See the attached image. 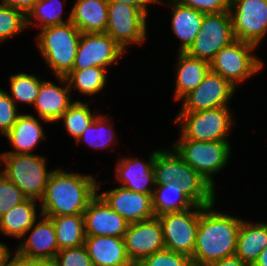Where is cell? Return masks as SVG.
Wrapping results in <instances>:
<instances>
[{
	"mask_svg": "<svg viewBox=\"0 0 267 266\" xmlns=\"http://www.w3.org/2000/svg\"><path fill=\"white\" fill-rule=\"evenodd\" d=\"M127 255L134 266L151 254L165 249L163 230L157 216L130 223L124 235Z\"/></svg>",
	"mask_w": 267,
	"mask_h": 266,
	"instance_id": "15",
	"label": "cell"
},
{
	"mask_svg": "<svg viewBox=\"0 0 267 266\" xmlns=\"http://www.w3.org/2000/svg\"><path fill=\"white\" fill-rule=\"evenodd\" d=\"M13 255L7 266H49L50 263L42 260H28L18 256L16 253L12 252Z\"/></svg>",
	"mask_w": 267,
	"mask_h": 266,
	"instance_id": "43",
	"label": "cell"
},
{
	"mask_svg": "<svg viewBox=\"0 0 267 266\" xmlns=\"http://www.w3.org/2000/svg\"><path fill=\"white\" fill-rule=\"evenodd\" d=\"M75 100L63 113L58 122L62 121L64 130L76 141L84 130L94 121L99 112L92 111L90 102Z\"/></svg>",
	"mask_w": 267,
	"mask_h": 266,
	"instance_id": "34",
	"label": "cell"
},
{
	"mask_svg": "<svg viewBox=\"0 0 267 266\" xmlns=\"http://www.w3.org/2000/svg\"><path fill=\"white\" fill-rule=\"evenodd\" d=\"M108 2H121L138 8L147 18L150 15L149 6H157L154 0H108Z\"/></svg>",
	"mask_w": 267,
	"mask_h": 266,
	"instance_id": "42",
	"label": "cell"
},
{
	"mask_svg": "<svg viewBox=\"0 0 267 266\" xmlns=\"http://www.w3.org/2000/svg\"><path fill=\"white\" fill-rule=\"evenodd\" d=\"M11 250V251H10ZM12 249L8 244L0 241V266H7L12 256Z\"/></svg>",
	"mask_w": 267,
	"mask_h": 266,
	"instance_id": "45",
	"label": "cell"
},
{
	"mask_svg": "<svg viewBox=\"0 0 267 266\" xmlns=\"http://www.w3.org/2000/svg\"><path fill=\"white\" fill-rule=\"evenodd\" d=\"M148 18L136 7L108 2V21L105 33L111 36L127 53L131 45H143L147 40Z\"/></svg>",
	"mask_w": 267,
	"mask_h": 266,
	"instance_id": "9",
	"label": "cell"
},
{
	"mask_svg": "<svg viewBox=\"0 0 267 266\" xmlns=\"http://www.w3.org/2000/svg\"><path fill=\"white\" fill-rule=\"evenodd\" d=\"M158 4L171 7L169 15H171L172 35L180 40L178 52H185L198 35L205 13L180 5L173 0H163Z\"/></svg>",
	"mask_w": 267,
	"mask_h": 266,
	"instance_id": "22",
	"label": "cell"
},
{
	"mask_svg": "<svg viewBox=\"0 0 267 266\" xmlns=\"http://www.w3.org/2000/svg\"><path fill=\"white\" fill-rule=\"evenodd\" d=\"M236 89L220 74L209 70L203 81L181 100L182 106L178 112H199L219 107H231L232 101L230 100L233 99Z\"/></svg>",
	"mask_w": 267,
	"mask_h": 266,
	"instance_id": "14",
	"label": "cell"
},
{
	"mask_svg": "<svg viewBox=\"0 0 267 266\" xmlns=\"http://www.w3.org/2000/svg\"><path fill=\"white\" fill-rule=\"evenodd\" d=\"M26 16L0 1V44L26 30Z\"/></svg>",
	"mask_w": 267,
	"mask_h": 266,
	"instance_id": "35",
	"label": "cell"
},
{
	"mask_svg": "<svg viewBox=\"0 0 267 266\" xmlns=\"http://www.w3.org/2000/svg\"><path fill=\"white\" fill-rule=\"evenodd\" d=\"M18 108L10 98L8 91L0 87V136L4 137L16 123L18 116L22 113L18 111Z\"/></svg>",
	"mask_w": 267,
	"mask_h": 266,
	"instance_id": "39",
	"label": "cell"
},
{
	"mask_svg": "<svg viewBox=\"0 0 267 266\" xmlns=\"http://www.w3.org/2000/svg\"><path fill=\"white\" fill-rule=\"evenodd\" d=\"M170 147L215 189L214 179L227 167L232 155L229 141L177 139Z\"/></svg>",
	"mask_w": 267,
	"mask_h": 266,
	"instance_id": "7",
	"label": "cell"
},
{
	"mask_svg": "<svg viewBox=\"0 0 267 266\" xmlns=\"http://www.w3.org/2000/svg\"><path fill=\"white\" fill-rule=\"evenodd\" d=\"M252 266H267V247L259 254Z\"/></svg>",
	"mask_w": 267,
	"mask_h": 266,
	"instance_id": "46",
	"label": "cell"
},
{
	"mask_svg": "<svg viewBox=\"0 0 267 266\" xmlns=\"http://www.w3.org/2000/svg\"><path fill=\"white\" fill-rule=\"evenodd\" d=\"M234 40L229 11L204 14L198 35L185 52L210 63L221 48Z\"/></svg>",
	"mask_w": 267,
	"mask_h": 266,
	"instance_id": "11",
	"label": "cell"
},
{
	"mask_svg": "<svg viewBox=\"0 0 267 266\" xmlns=\"http://www.w3.org/2000/svg\"><path fill=\"white\" fill-rule=\"evenodd\" d=\"M64 2H66V0H38L26 16L27 29L32 25L43 29L49 26L62 25L70 22L71 10L69 13H65ZM64 13L69 15L65 16L68 17L65 18V20L62 16Z\"/></svg>",
	"mask_w": 267,
	"mask_h": 266,
	"instance_id": "30",
	"label": "cell"
},
{
	"mask_svg": "<svg viewBox=\"0 0 267 266\" xmlns=\"http://www.w3.org/2000/svg\"><path fill=\"white\" fill-rule=\"evenodd\" d=\"M234 38L256 45L267 37V0H230Z\"/></svg>",
	"mask_w": 267,
	"mask_h": 266,
	"instance_id": "12",
	"label": "cell"
},
{
	"mask_svg": "<svg viewBox=\"0 0 267 266\" xmlns=\"http://www.w3.org/2000/svg\"><path fill=\"white\" fill-rule=\"evenodd\" d=\"M40 203L37 200L27 198L6 214L0 217V233L3 236L22 239L25 233L34 225L42 215ZM39 205V209L37 206ZM38 209V211H37Z\"/></svg>",
	"mask_w": 267,
	"mask_h": 266,
	"instance_id": "26",
	"label": "cell"
},
{
	"mask_svg": "<svg viewBox=\"0 0 267 266\" xmlns=\"http://www.w3.org/2000/svg\"><path fill=\"white\" fill-rule=\"evenodd\" d=\"M174 2L194 8L202 13H221L229 11L230 0H173Z\"/></svg>",
	"mask_w": 267,
	"mask_h": 266,
	"instance_id": "40",
	"label": "cell"
},
{
	"mask_svg": "<svg viewBox=\"0 0 267 266\" xmlns=\"http://www.w3.org/2000/svg\"><path fill=\"white\" fill-rule=\"evenodd\" d=\"M102 181H98L97 194L106 204L129 224L155 217L152 195L131 191L123 186L101 191ZM101 191V192H100Z\"/></svg>",
	"mask_w": 267,
	"mask_h": 266,
	"instance_id": "17",
	"label": "cell"
},
{
	"mask_svg": "<svg viewBox=\"0 0 267 266\" xmlns=\"http://www.w3.org/2000/svg\"><path fill=\"white\" fill-rule=\"evenodd\" d=\"M234 115L231 107L178 112L173 120L180 127L177 139L230 141L227 138H230L234 124H237Z\"/></svg>",
	"mask_w": 267,
	"mask_h": 266,
	"instance_id": "6",
	"label": "cell"
},
{
	"mask_svg": "<svg viewBox=\"0 0 267 266\" xmlns=\"http://www.w3.org/2000/svg\"><path fill=\"white\" fill-rule=\"evenodd\" d=\"M215 203L200 206L196 245L191 257L193 266H208L235 255L243 218L217 210Z\"/></svg>",
	"mask_w": 267,
	"mask_h": 266,
	"instance_id": "1",
	"label": "cell"
},
{
	"mask_svg": "<svg viewBox=\"0 0 267 266\" xmlns=\"http://www.w3.org/2000/svg\"><path fill=\"white\" fill-rule=\"evenodd\" d=\"M56 81L59 82L56 84L46 79L41 82L39 94L33 105L34 110L37 111L33 115L36 114L50 124L57 123L75 101L66 77H56Z\"/></svg>",
	"mask_w": 267,
	"mask_h": 266,
	"instance_id": "19",
	"label": "cell"
},
{
	"mask_svg": "<svg viewBox=\"0 0 267 266\" xmlns=\"http://www.w3.org/2000/svg\"><path fill=\"white\" fill-rule=\"evenodd\" d=\"M195 203L183 192L179 183L156 185L152 194L155 216L168 212H180L192 208Z\"/></svg>",
	"mask_w": 267,
	"mask_h": 266,
	"instance_id": "28",
	"label": "cell"
},
{
	"mask_svg": "<svg viewBox=\"0 0 267 266\" xmlns=\"http://www.w3.org/2000/svg\"><path fill=\"white\" fill-rule=\"evenodd\" d=\"M108 21V0H76L71 22L82 33H104Z\"/></svg>",
	"mask_w": 267,
	"mask_h": 266,
	"instance_id": "25",
	"label": "cell"
},
{
	"mask_svg": "<svg viewBox=\"0 0 267 266\" xmlns=\"http://www.w3.org/2000/svg\"><path fill=\"white\" fill-rule=\"evenodd\" d=\"M38 0H1L2 3L21 11L25 16L32 10Z\"/></svg>",
	"mask_w": 267,
	"mask_h": 266,
	"instance_id": "41",
	"label": "cell"
},
{
	"mask_svg": "<svg viewBox=\"0 0 267 266\" xmlns=\"http://www.w3.org/2000/svg\"><path fill=\"white\" fill-rule=\"evenodd\" d=\"M111 118V116L108 117L99 113L75 143L79 145L83 142L94 150L110 148L109 150L113 153L115 150L112 146H117L118 137L116 131H114V125L111 123Z\"/></svg>",
	"mask_w": 267,
	"mask_h": 266,
	"instance_id": "29",
	"label": "cell"
},
{
	"mask_svg": "<svg viewBox=\"0 0 267 266\" xmlns=\"http://www.w3.org/2000/svg\"><path fill=\"white\" fill-rule=\"evenodd\" d=\"M39 30L35 46L47 69L54 77H66L73 69L82 32L71 21Z\"/></svg>",
	"mask_w": 267,
	"mask_h": 266,
	"instance_id": "4",
	"label": "cell"
},
{
	"mask_svg": "<svg viewBox=\"0 0 267 266\" xmlns=\"http://www.w3.org/2000/svg\"><path fill=\"white\" fill-rule=\"evenodd\" d=\"M162 226L165 249L192 257L196 245L200 205L157 216Z\"/></svg>",
	"mask_w": 267,
	"mask_h": 266,
	"instance_id": "10",
	"label": "cell"
},
{
	"mask_svg": "<svg viewBox=\"0 0 267 266\" xmlns=\"http://www.w3.org/2000/svg\"><path fill=\"white\" fill-rule=\"evenodd\" d=\"M41 122L50 124L33 113H21L12 129L4 136L13 150L2 153L32 154L41 141L48 140Z\"/></svg>",
	"mask_w": 267,
	"mask_h": 266,
	"instance_id": "21",
	"label": "cell"
},
{
	"mask_svg": "<svg viewBox=\"0 0 267 266\" xmlns=\"http://www.w3.org/2000/svg\"><path fill=\"white\" fill-rule=\"evenodd\" d=\"M98 178L86 173L54 169L39 201L42 215L57 217L83 214L97 195Z\"/></svg>",
	"mask_w": 267,
	"mask_h": 266,
	"instance_id": "2",
	"label": "cell"
},
{
	"mask_svg": "<svg viewBox=\"0 0 267 266\" xmlns=\"http://www.w3.org/2000/svg\"><path fill=\"white\" fill-rule=\"evenodd\" d=\"M267 247V222L242 220L237 237L235 255L252 266L259 254Z\"/></svg>",
	"mask_w": 267,
	"mask_h": 266,
	"instance_id": "27",
	"label": "cell"
},
{
	"mask_svg": "<svg viewBox=\"0 0 267 266\" xmlns=\"http://www.w3.org/2000/svg\"><path fill=\"white\" fill-rule=\"evenodd\" d=\"M127 52L107 33H82L72 70L93 66L109 69Z\"/></svg>",
	"mask_w": 267,
	"mask_h": 266,
	"instance_id": "13",
	"label": "cell"
},
{
	"mask_svg": "<svg viewBox=\"0 0 267 266\" xmlns=\"http://www.w3.org/2000/svg\"><path fill=\"white\" fill-rule=\"evenodd\" d=\"M43 80L44 78H40L39 74H30L25 71L9 75L8 94L17 107L21 103L33 107Z\"/></svg>",
	"mask_w": 267,
	"mask_h": 266,
	"instance_id": "33",
	"label": "cell"
},
{
	"mask_svg": "<svg viewBox=\"0 0 267 266\" xmlns=\"http://www.w3.org/2000/svg\"><path fill=\"white\" fill-rule=\"evenodd\" d=\"M51 266H93L84 245L59 250Z\"/></svg>",
	"mask_w": 267,
	"mask_h": 266,
	"instance_id": "38",
	"label": "cell"
},
{
	"mask_svg": "<svg viewBox=\"0 0 267 266\" xmlns=\"http://www.w3.org/2000/svg\"><path fill=\"white\" fill-rule=\"evenodd\" d=\"M176 55V76L172 95L174 96V101L180 102L203 81L210 70V63L192 57L186 52L177 51Z\"/></svg>",
	"mask_w": 267,
	"mask_h": 266,
	"instance_id": "24",
	"label": "cell"
},
{
	"mask_svg": "<svg viewBox=\"0 0 267 266\" xmlns=\"http://www.w3.org/2000/svg\"><path fill=\"white\" fill-rule=\"evenodd\" d=\"M107 71L109 70L106 68L96 66L82 70H72L66 76L71 93L73 90H78L80 93L78 96H96L107 86Z\"/></svg>",
	"mask_w": 267,
	"mask_h": 266,
	"instance_id": "32",
	"label": "cell"
},
{
	"mask_svg": "<svg viewBox=\"0 0 267 266\" xmlns=\"http://www.w3.org/2000/svg\"><path fill=\"white\" fill-rule=\"evenodd\" d=\"M136 266H193V263L187 255L163 249L144 258Z\"/></svg>",
	"mask_w": 267,
	"mask_h": 266,
	"instance_id": "37",
	"label": "cell"
},
{
	"mask_svg": "<svg viewBox=\"0 0 267 266\" xmlns=\"http://www.w3.org/2000/svg\"><path fill=\"white\" fill-rule=\"evenodd\" d=\"M58 251L53 221L51 218L41 215L17 244L14 253L24 259L51 263Z\"/></svg>",
	"mask_w": 267,
	"mask_h": 266,
	"instance_id": "16",
	"label": "cell"
},
{
	"mask_svg": "<svg viewBox=\"0 0 267 266\" xmlns=\"http://www.w3.org/2000/svg\"><path fill=\"white\" fill-rule=\"evenodd\" d=\"M171 149H156L153 165L155 184L179 183L183 192L196 205L206 207L217 202V189Z\"/></svg>",
	"mask_w": 267,
	"mask_h": 266,
	"instance_id": "3",
	"label": "cell"
},
{
	"mask_svg": "<svg viewBox=\"0 0 267 266\" xmlns=\"http://www.w3.org/2000/svg\"><path fill=\"white\" fill-rule=\"evenodd\" d=\"M26 199L23 192L0 171V217Z\"/></svg>",
	"mask_w": 267,
	"mask_h": 266,
	"instance_id": "36",
	"label": "cell"
},
{
	"mask_svg": "<svg viewBox=\"0 0 267 266\" xmlns=\"http://www.w3.org/2000/svg\"><path fill=\"white\" fill-rule=\"evenodd\" d=\"M85 235L124 237L129 223L97 194L83 213Z\"/></svg>",
	"mask_w": 267,
	"mask_h": 266,
	"instance_id": "20",
	"label": "cell"
},
{
	"mask_svg": "<svg viewBox=\"0 0 267 266\" xmlns=\"http://www.w3.org/2000/svg\"><path fill=\"white\" fill-rule=\"evenodd\" d=\"M257 48L252 43L235 39L216 53L210 70L237 88L265 68L264 60L256 55Z\"/></svg>",
	"mask_w": 267,
	"mask_h": 266,
	"instance_id": "8",
	"label": "cell"
},
{
	"mask_svg": "<svg viewBox=\"0 0 267 266\" xmlns=\"http://www.w3.org/2000/svg\"><path fill=\"white\" fill-rule=\"evenodd\" d=\"M208 266H248L240 257L232 255L224 259L215 261Z\"/></svg>",
	"mask_w": 267,
	"mask_h": 266,
	"instance_id": "44",
	"label": "cell"
},
{
	"mask_svg": "<svg viewBox=\"0 0 267 266\" xmlns=\"http://www.w3.org/2000/svg\"><path fill=\"white\" fill-rule=\"evenodd\" d=\"M43 154H0V171L30 199L40 201L54 170H47ZM4 167V168H2Z\"/></svg>",
	"mask_w": 267,
	"mask_h": 266,
	"instance_id": "5",
	"label": "cell"
},
{
	"mask_svg": "<svg viewBox=\"0 0 267 266\" xmlns=\"http://www.w3.org/2000/svg\"><path fill=\"white\" fill-rule=\"evenodd\" d=\"M155 156L156 150H153L145 161L132 156L118 158L114 167L116 182L131 191L152 195L156 186L153 168Z\"/></svg>",
	"mask_w": 267,
	"mask_h": 266,
	"instance_id": "18",
	"label": "cell"
},
{
	"mask_svg": "<svg viewBox=\"0 0 267 266\" xmlns=\"http://www.w3.org/2000/svg\"><path fill=\"white\" fill-rule=\"evenodd\" d=\"M49 218L53 221L59 250L84 245L86 235L83 214Z\"/></svg>",
	"mask_w": 267,
	"mask_h": 266,
	"instance_id": "31",
	"label": "cell"
},
{
	"mask_svg": "<svg viewBox=\"0 0 267 266\" xmlns=\"http://www.w3.org/2000/svg\"><path fill=\"white\" fill-rule=\"evenodd\" d=\"M84 246L93 266H134L127 255L124 237L86 235Z\"/></svg>",
	"mask_w": 267,
	"mask_h": 266,
	"instance_id": "23",
	"label": "cell"
}]
</instances>
